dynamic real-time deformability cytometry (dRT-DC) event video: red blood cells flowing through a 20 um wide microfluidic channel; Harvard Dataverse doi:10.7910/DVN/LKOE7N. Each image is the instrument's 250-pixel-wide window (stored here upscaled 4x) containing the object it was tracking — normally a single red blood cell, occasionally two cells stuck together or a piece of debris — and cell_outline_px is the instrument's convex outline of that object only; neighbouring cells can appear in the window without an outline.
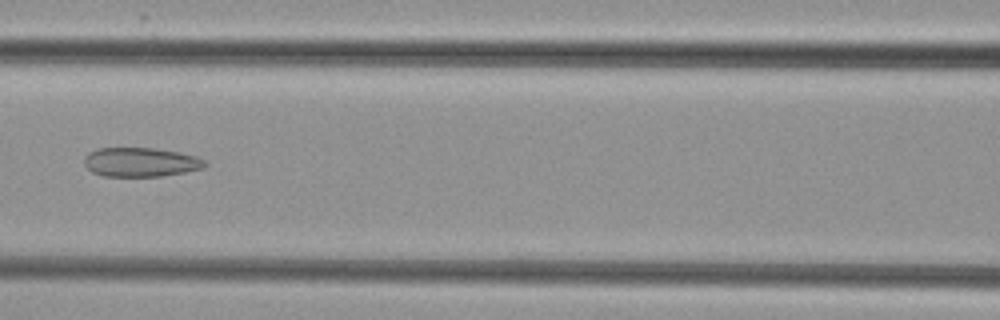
{"species": "common noctule bat (a hibernating species)", "species_latin": "Nyctalus noctula", "temperature_condition": "cold", "stored_images_in_passage": 6, "camera_frame_rate_fps": 3000, "um_per_image_px": 0.085, "animal": {"sex": "female", "body_mass_g": 29.2, "forearm_length_mm": 56.3}, "frame": {"image": 1, "passage_image": 6, "time_ms": 7.0, "image_size_px": [1000, 320], "cell_outline_px": [[208, 164], [204, 168], [184, 172], [160, 176], [104, 176], [92, 172], [84, 164], [84, 156], [88, 152], [96, 148], [152, 148], [180, 152], [196, 156], [204, 160]], "centroid_in_image_um": [11.94, 13.77], "position_along_channel_um": 154.7, "area_um2": 20.58}}